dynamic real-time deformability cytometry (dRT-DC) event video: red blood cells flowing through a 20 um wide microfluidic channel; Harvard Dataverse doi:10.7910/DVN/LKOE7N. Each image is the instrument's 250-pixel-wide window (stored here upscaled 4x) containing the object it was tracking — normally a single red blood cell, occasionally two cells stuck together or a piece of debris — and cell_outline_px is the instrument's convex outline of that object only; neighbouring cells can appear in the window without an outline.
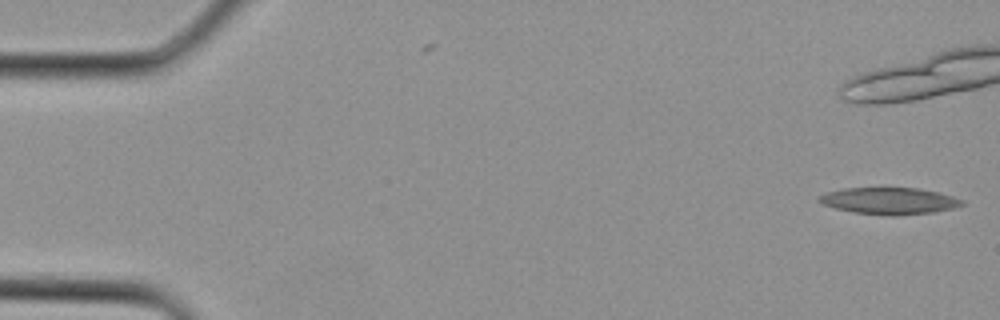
{"species": "Egyptian fruit bat (a non-hibernating species)", "species_latin": "Rousettus aegyptiacus", "temperature_condition": "cold", "stored_images_in_passage": 5, "camera_frame_rate_fps": 3000, "um_per_image_px": 0.085, "animal": {"sex": "female"}, "frame": {"image": 1, "passage_image": 1, "time_ms": 0.0, "image_size_px": [1000, 320], "cell_outline_px": [[964, 204], [952, 208], [932, 212], [892, 216], [856, 212], [836, 208], [824, 204], [816, 200], [816, 196], [824, 192], [844, 188], [916, 188], [936, 192], [952, 196], [964, 200]], "centroid_in_image_um": [75.54, 17.06], "position_along_channel_um": 9.5, "area_um2": 22.08}}